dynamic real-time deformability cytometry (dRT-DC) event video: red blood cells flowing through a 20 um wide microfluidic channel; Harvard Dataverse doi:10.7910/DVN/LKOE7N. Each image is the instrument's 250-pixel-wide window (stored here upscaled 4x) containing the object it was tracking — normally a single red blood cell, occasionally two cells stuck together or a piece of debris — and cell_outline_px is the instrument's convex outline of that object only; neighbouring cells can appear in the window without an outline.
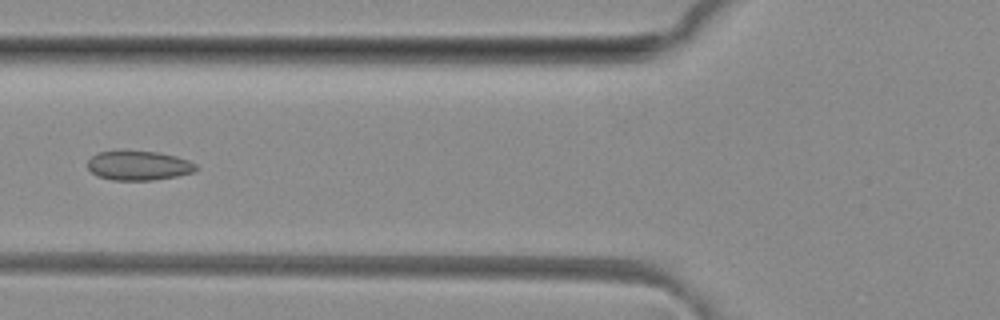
{"species": "common noctule bat (a hibernating species)", "species_latin": "Nyctalus noctula", "temperature_condition": "room temperature", "stored_images_in_passage": 43, "camera_frame_rate_fps": 3000, "um_per_image_px": 0.085, "animal": {"sex": "female", "body_mass_g": 29.2, "forearm_length_mm": 56.3}, "frame": {"image": 1, "passage_image": 11, "time_ms": 3.333, "image_size_px": [1000, 320], "cell_outline_px": [[200, 168], [192, 172], [176, 176], [152, 180], [112, 180], [96, 176], [88, 168], [88, 160], [92, 156], [100, 152], [156, 152], [176, 156], [188, 160], [196, 164]], "centroid_in_image_um": [11.8, 14.09], "position_along_channel_um": 114.0, "area_um2": 18.26}}
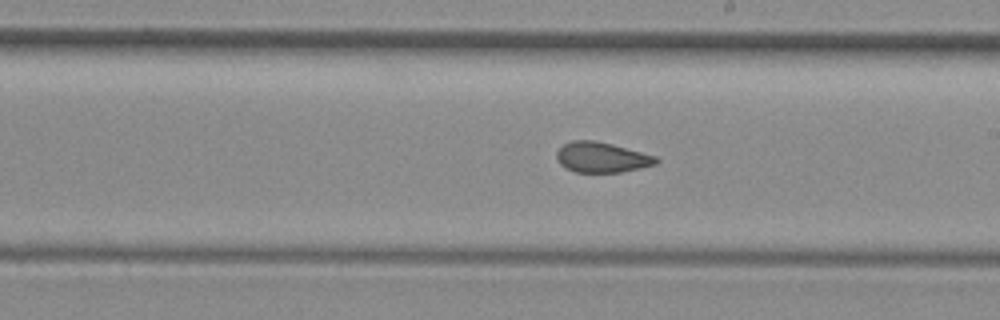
{"frame": {"image": 2, "passage_image": 20, "time_ms": 6.333, "image_size_px": [1000, 320], "cell_outline_px": [[660, 160], [656, 164], [640, 168], [620, 172], [576, 172], [564, 168], [556, 160], [556, 152], [564, 144], [572, 140], [592, 140], [612, 144], [656, 156]], "centroid_in_image_um": [51.12, 13.37], "position_along_channel_um": 237.9, "area_um2": 17.57}}
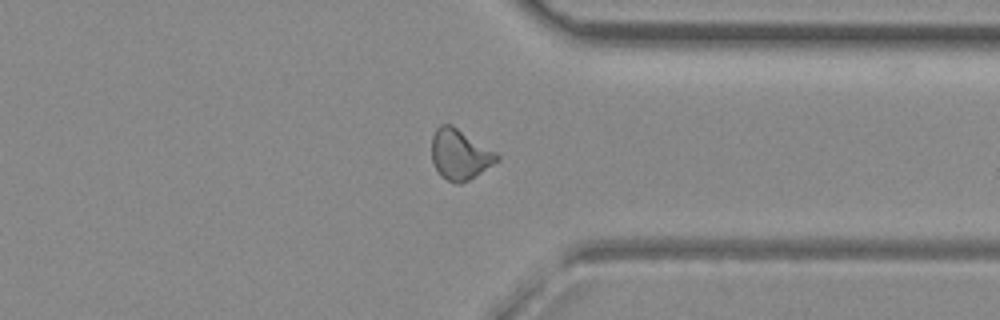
{"frame": {"image": 3, "passage_image": 30, "time_ms": 9.667, "image_size_px": [1000, 320], "cell_outline_px": [[500, 160], [468, 180], [460, 184], [456, 184], [440, 176], [432, 164], [432, 136], [436, 128], [440, 124], [452, 124], [496, 152], [500, 156]], "centroid_in_image_um": [39.07, 13.12], "position_along_channel_um": 372.3, "area_um2": 19.25}, "authors_computed_cell_mechanics": {"area_um2": 18.2648, "velocity_mm_per_s": 4.1274, "shape_relaxation_time_tau1_ms": null, "shape_relaxation_time_tau2_ms": 1.5223, "deformation_change_tau1": null, "deformation_change_tau2": 0.0847}}